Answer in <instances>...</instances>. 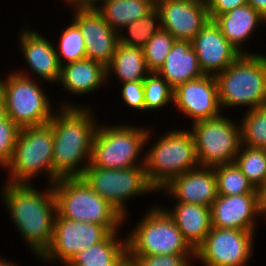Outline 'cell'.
Returning <instances> with one entry per match:
<instances>
[{"mask_svg": "<svg viewBox=\"0 0 266 266\" xmlns=\"http://www.w3.org/2000/svg\"><path fill=\"white\" fill-rule=\"evenodd\" d=\"M61 103L59 111L55 110L50 120L54 138L53 183L61 178L84 174L91 162L93 140L98 128L91 107L70 101L65 103L64 99Z\"/></svg>", "mask_w": 266, "mask_h": 266, "instance_id": "6da1fadb", "label": "cell"}, {"mask_svg": "<svg viewBox=\"0 0 266 266\" xmlns=\"http://www.w3.org/2000/svg\"><path fill=\"white\" fill-rule=\"evenodd\" d=\"M3 188V189H2ZM1 195L11 222L39 260L53 240L57 204L53 185L45 191L31 184H11L4 181Z\"/></svg>", "mask_w": 266, "mask_h": 266, "instance_id": "7a4b0ae2", "label": "cell"}, {"mask_svg": "<svg viewBox=\"0 0 266 266\" xmlns=\"http://www.w3.org/2000/svg\"><path fill=\"white\" fill-rule=\"evenodd\" d=\"M221 109L245 107L247 111L266 105V56L241 54L216 76Z\"/></svg>", "mask_w": 266, "mask_h": 266, "instance_id": "3957f363", "label": "cell"}, {"mask_svg": "<svg viewBox=\"0 0 266 266\" xmlns=\"http://www.w3.org/2000/svg\"><path fill=\"white\" fill-rule=\"evenodd\" d=\"M168 130L144 153L149 184L161 191L174 178L199 167L195 140L190 129Z\"/></svg>", "mask_w": 266, "mask_h": 266, "instance_id": "277c9868", "label": "cell"}, {"mask_svg": "<svg viewBox=\"0 0 266 266\" xmlns=\"http://www.w3.org/2000/svg\"><path fill=\"white\" fill-rule=\"evenodd\" d=\"M121 124V125H120ZM98 124L93 140L90 164L106 169H125L145 166L140 157L150 141L153 129L132 124ZM138 158V159H137Z\"/></svg>", "mask_w": 266, "mask_h": 266, "instance_id": "5b68a950", "label": "cell"}, {"mask_svg": "<svg viewBox=\"0 0 266 266\" xmlns=\"http://www.w3.org/2000/svg\"><path fill=\"white\" fill-rule=\"evenodd\" d=\"M57 213L78 222H91L119 232L125 218L99 196L82 177L61 178L53 184Z\"/></svg>", "mask_w": 266, "mask_h": 266, "instance_id": "8992f818", "label": "cell"}, {"mask_svg": "<svg viewBox=\"0 0 266 266\" xmlns=\"http://www.w3.org/2000/svg\"><path fill=\"white\" fill-rule=\"evenodd\" d=\"M53 131L51 122L20 128L11 160L4 167L6 181L11 184H31L44 172L53 184ZM7 168V169H6Z\"/></svg>", "mask_w": 266, "mask_h": 266, "instance_id": "52a82bcc", "label": "cell"}, {"mask_svg": "<svg viewBox=\"0 0 266 266\" xmlns=\"http://www.w3.org/2000/svg\"><path fill=\"white\" fill-rule=\"evenodd\" d=\"M29 74L15 70L0 78L5 115L19 128L47 124L55 113L47 93Z\"/></svg>", "mask_w": 266, "mask_h": 266, "instance_id": "ba28073f", "label": "cell"}, {"mask_svg": "<svg viewBox=\"0 0 266 266\" xmlns=\"http://www.w3.org/2000/svg\"><path fill=\"white\" fill-rule=\"evenodd\" d=\"M127 234L128 255L195 254L182 232L160 206H152Z\"/></svg>", "mask_w": 266, "mask_h": 266, "instance_id": "9c48e42d", "label": "cell"}, {"mask_svg": "<svg viewBox=\"0 0 266 266\" xmlns=\"http://www.w3.org/2000/svg\"><path fill=\"white\" fill-rule=\"evenodd\" d=\"M99 196L114 206L127 220V200L140 195L157 193L149 184L145 166L106 169L89 164L81 176ZM126 203V204H125Z\"/></svg>", "mask_w": 266, "mask_h": 266, "instance_id": "30bf717a", "label": "cell"}, {"mask_svg": "<svg viewBox=\"0 0 266 266\" xmlns=\"http://www.w3.org/2000/svg\"><path fill=\"white\" fill-rule=\"evenodd\" d=\"M198 163L215 167L235 161L241 146L240 123L221 115L214 119L198 120L190 128Z\"/></svg>", "mask_w": 266, "mask_h": 266, "instance_id": "8fae6325", "label": "cell"}, {"mask_svg": "<svg viewBox=\"0 0 266 266\" xmlns=\"http://www.w3.org/2000/svg\"><path fill=\"white\" fill-rule=\"evenodd\" d=\"M110 233L106 226L65 219L57 213L53 240L41 256V262H59L65 266L75 255L103 241Z\"/></svg>", "mask_w": 266, "mask_h": 266, "instance_id": "7c38bea8", "label": "cell"}, {"mask_svg": "<svg viewBox=\"0 0 266 266\" xmlns=\"http://www.w3.org/2000/svg\"><path fill=\"white\" fill-rule=\"evenodd\" d=\"M256 231L211 228L195 250L204 266H246L251 262Z\"/></svg>", "mask_w": 266, "mask_h": 266, "instance_id": "4fadbf2b", "label": "cell"}, {"mask_svg": "<svg viewBox=\"0 0 266 266\" xmlns=\"http://www.w3.org/2000/svg\"><path fill=\"white\" fill-rule=\"evenodd\" d=\"M183 115L198 120L214 119L223 113L218 93V84L213 75H203L200 78L179 84L173 89V102Z\"/></svg>", "mask_w": 266, "mask_h": 266, "instance_id": "5bb4252c", "label": "cell"}, {"mask_svg": "<svg viewBox=\"0 0 266 266\" xmlns=\"http://www.w3.org/2000/svg\"><path fill=\"white\" fill-rule=\"evenodd\" d=\"M72 21L79 27L84 38L86 57L107 67L119 43L118 32L113 30L96 9L70 4Z\"/></svg>", "mask_w": 266, "mask_h": 266, "instance_id": "9a60e30c", "label": "cell"}, {"mask_svg": "<svg viewBox=\"0 0 266 266\" xmlns=\"http://www.w3.org/2000/svg\"><path fill=\"white\" fill-rule=\"evenodd\" d=\"M162 29L176 40H192L210 21L206 0H156Z\"/></svg>", "mask_w": 266, "mask_h": 266, "instance_id": "2e32d148", "label": "cell"}, {"mask_svg": "<svg viewBox=\"0 0 266 266\" xmlns=\"http://www.w3.org/2000/svg\"><path fill=\"white\" fill-rule=\"evenodd\" d=\"M212 227L256 231L263 215L258 194L218 195L210 207Z\"/></svg>", "mask_w": 266, "mask_h": 266, "instance_id": "e0dca14e", "label": "cell"}, {"mask_svg": "<svg viewBox=\"0 0 266 266\" xmlns=\"http://www.w3.org/2000/svg\"><path fill=\"white\" fill-rule=\"evenodd\" d=\"M204 75L224 71L241 53L225 38L214 20L208 21L201 31L191 40Z\"/></svg>", "mask_w": 266, "mask_h": 266, "instance_id": "ac0fdd59", "label": "cell"}, {"mask_svg": "<svg viewBox=\"0 0 266 266\" xmlns=\"http://www.w3.org/2000/svg\"><path fill=\"white\" fill-rule=\"evenodd\" d=\"M176 202L211 207L216 200L217 179L213 167H197L174 178L161 192Z\"/></svg>", "mask_w": 266, "mask_h": 266, "instance_id": "d6986e66", "label": "cell"}, {"mask_svg": "<svg viewBox=\"0 0 266 266\" xmlns=\"http://www.w3.org/2000/svg\"><path fill=\"white\" fill-rule=\"evenodd\" d=\"M19 33V48L28 64L33 76L46 83L58 84L61 66L58 62L54 44L36 30L29 27L22 28ZM48 81V82H47Z\"/></svg>", "mask_w": 266, "mask_h": 266, "instance_id": "ffe728a7", "label": "cell"}, {"mask_svg": "<svg viewBox=\"0 0 266 266\" xmlns=\"http://www.w3.org/2000/svg\"><path fill=\"white\" fill-rule=\"evenodd\" d=\"M214 22L219 26L225 38L241 54H256V52H249V50L246 52L245 50L247 49H244L243 45H246L245 42L249 41L251 35H254L253 33L257 31L256 28L266 24V19L250 4L238 6L224 14L218 15Z\"/></svg>", "mask_w": 266, "mask_h": 266, "instance_id": "44dd1931", "label": "cell"}, {"mask_svg": "<svg viewBox=\"0 0 266 266\" xmlns=\"http://www.w3.org/2000/svg\"><path fill=\"white\" fill-rule=\"evenodd\" d=\"M106 67L90 59H84L67 63L61 66L58 84L64 87V90L75 95H89L107 81Z\"/></svg>", "mask_w": 266, "mask_h": 266, "instance_id": "7402d4cb", "label": "cell"}, {"mask_svg": "<svg viewBox=\"0 0 266 266\" xmlns=\"http://www.w3.org/2000/svg\"><path fill=\"white\" fill-rule=\"evenodd\" d=\"M162 208L172 218L184 240L195 251L211 231V209L205 205L176 202L172 209Z\"/></svg>", "mask_w": 266, "mask_h": 266, "instance_id": "603a6c76", "label": "cell"}, {"mask_svg": "<svg viewBox=\"0 0 266 266\" xmlns=\"http://www.w3.org/2000/svg\"><path fill=\"white\" fill-rule=\"evenodd\" d=\"M174 89L179 84L200 78L204 75L200 69L198 57L190 40H175L166 57L164 65L157 71Z\"/></svg>", "mask_w": 266, "mask_h": 266, "instance_id": "cb8c5ba5", "label": "cell"}, {"mask_svg": "<svg viewBox=\"0 0 266 266\" xmlns=\"http://www.w3.org/2000/svg\"><path fill=\"white\" fill-rule=\"evenodd\" d=\"M111 232L103 241L78 253L65 266H116L127 255V237Z\"/></svg>", "mask_w": 266, "mask_h": 266, "instance_id": "d4e9b609", "label": "cell"}, {"mask_svg": "<svg viewBox=\"0 0 266 266\" xmlns=\"http://www.w3.org/2000/svg\"><path fill=\"white\" fill-rule=\"evenodd\" d=\"M156 7V0H107L96 10L116 32L127 24L138 21Z\"/></svg>", "mask_w": 266, "mask_h": 266, "instance_id": "484cf974", "label": "cell"}, {"mask_svg": "<svg viewBox=\"0 0 266 266\" xmlns=\"http://www.w3.org/2000/svg\"><path fill=\"white\" fill-rule=\"evenodd\" d=\"M107 83L111 76H117L119 83L129 81H144L150 73L148 70L143 49L125 46L118 43L112 61L106 67ZM113 73V74H112Z\"/></svg>", "mask_w": 266, "mask_h": 266, "instance_id": "4316f807", "label": "cell"}, {"mask_svg": "<svg viewBox=\"0 0 266 266\" xmlns=\"http://www.w3.org/2000/svg\"><path fill=\"white\" fill-rule=\"evenodd\" d=\"M161 29V15L155 7L150 13L138 21L127 24L118 33L119 43L125 46L143 49L151 37Z\"/></svg>", "mask_w": 266, "mask_h": 266, "instance_id": "83f0119b", "label": "cell"}, {"mask_svg": "<svg viewBox=\"0 0 266 266\" xmlns=\"http://www.w3.org/2000/svg\"><path fill=\"white\" fill-rule=\"evenodd\" d=\"M234 162L256 190L266 181V149L241 145Z\"/></svg>", "mask_w": 266, "mask_h": 266, "instance_id": "f1b7e54d", "label": "cell"}, {"mask_svg": "<svg viewBox=\"0 0 266 266\" xmlns=\"http://www.w3.org/2000/svg\"><path fill=\"white\" fill-rule=\"evenodd\" d=\"M217 179V193L223 196L258 194L235 162L213 167Z\"/></svg>", "mask_w": 266, "mask_h": 266, "instance_id": "f546056e", "label": "cell"}, {"mask_svg": "<svg viewBox=\"0 0 266 266\" xmlns=\"http://www.w3.org/2000/svg\"><path fill=\"white\" fill-rule=\"evenodd\" d=\"M242 118L241 145L266 149V105L246 111Z\"/></svg>", "mask_w": 266, "mask_h": 266, "instance_id": "4dcf8cb0", "label": "cell"}, {"mask_svg": "<svg viewBox=\"0 0 266 266\" xmlns=\"http://www.w3.org/2000/svg\"><path fill=\"white\" fill-rule=\"evenodd\" d=\"M64 28L59 37V46L55 47L60 66L67 63L87 59L83 35L79 27L73 22Z\"/></svg>", "mask_w": 266, "mask_h": 266, "instance_id": "1f68e13d", "label": "cell"}, {"mask_svg": "<svg viewBox=\"0 0 266 266\" xmlns=\"http://www.w3.org/2000/svg\"><path fill=\"white\" fill-rule=\"evenodd\" d=\"M145 111L160 110L173 102V88L157 72H150L143 81Z\"/></svg>", "mask_w": 266, "mask_h": 266, "instance_id": "d6a6232c", "label": "cell"}, {"mask_svg": "<svg viewBox=\"0 0 266 266\" xmlns=\"http://www.w3.org/2000/svg\"><path fill=\"white\" fill-rule=\"evenodd\" d=\"M175 40L168 31L161 29L147 42L143 52L150 72H157L164 65Z\"/></svg>", "mask_w": 266, "mask_h": 266, "instance_id": "836d02e7", "label": "cell"}, {"mask_svg": "<svg viewBox=\"0 0 266 266\" xmlns=\"http://www.w3.org/2000/svg\"><path fill=\"white\" fill-rule=\"evenodd\" d=\"M20 128L6 115L0 119V167L11 160Z\"/></svg>", "mask_w": 266, "mask_h": 266, "instance_id": "e575fe53", "label": "cell"}, {"mask_svg": "<svg viewBox=\"0 0 266 266\" xmlns=\"http://www.w3.org/2000/svg\"><path fill=\"white\" fill-rule=\"evenodd\" d=\"M138 266H192L195 254L129 255Z\"/></svg>", "mask_w": 266, "mask_h": 266, "instance_id": "d590c367", "label": "cell"}, {"mask_svg": "<svg viewBox=\"0 0 266 266\" xmlns=\"http://www.w3.org/2000/svg\"><path fill=\"white\" fill-rule=\"evenodd\" d=\"M120 94L124 103L136 111L145 112L144 86L143 81H129L121 83Z\"/></svg>", "mask_w": 266, "mask_h": 266, "instance_id": "8d00e7d4", "label": "cell"}, {"mask_svg": "<svg viewBox=\"0 0 266 266\" xmlns=\"http://www.w3.org/2000/svg\"><path fill=\"white\" fill-rule=\"evenodd\" d=\"M210 20L238 6L247 4V0H206Z\"/></svg>", "mask_w": 266, "mask_h": 266, "instance_id": "74e56055", "label": "cell"}, {"mask_svg": "<svg viewBox=\"0 0 266 266\" xmlns=\"http://www.w3.org/2000/svg\"><path fill=\"white\" fill-rule=\"evenodd\" d=\"M247 4H250L263 18L266 19V0H247Z\"/></svg>", "mask_w": 266, "mask_h": 266, "instance_id": "f35d334b", "label": "cell"}, {"mask_svg": "<svg viewBox=\"0 0 266 266\" xmlns=\"http://www.w3.org/2000/svg\"><path fill=\"white\" fill-rule=\"evenodd\" d=\"M258 196H259V205L260 209L264 214L266 213V181L263 183V185L258 189Z\"/></svg>", "mask_w": 266, "mask_h": 266, "instance_id": "ab89813d", "label": "cell"}, {"mask_svg": "<svg viewBox=\"0 0 266 266\" xmlns=\"http://www.w3.org/2000/svg\"><path fill=\"white\" fill-rule=\"evenodd\" d=\"M107 0H78L76 5L87 8V9H96L99 4H102Z\"/></svg>", "mask_w": 266, "mask_h": 266, "instance_id": "60d3db41", "label": "cell"}, {"mask_svg": "<svg viewBox=\"0 0 266 266\" xmlns=\"http://www.w3.org/2000/svg\"><path fill=\"white\" fill-rule=\"evenodd\" d=\"M116 266H138L128 254Z\"/></svg>", "mask_w": 266, "mask_h": 266, "instance_id": "b9f144b4", "label": "cell"}, {"mask_svg": "<svg viewBox=\"0 0 266 266\" xmlns=\"http://www.w3.org/2000/svg\"><path fill=\"white\" fill-rule=\"evenodd\" d=\"M5 116L4 100L0 91V119Z\"/></svg>", "mask_w": 266, "mask_h": 266, "instance_id": "7bdbcfd3", "label": "cell"}, {"mask_svg": "<svg viewBox=\"0 0 266 266\" xmlns=\"http://www.w3.org/2000/svg\"><path fill=\"white\" fill-rule=\"evenodd\" d=\"M0 266H19V265L11 261L9 262V260L8 261L6 259L4 260V258H0Z\"/></svg>", "mask_w": 266, "mask_h": 266, "instance_id": "ee69618b", "label": "cell"}, {"mask_svg": "<svg viewBox=\"0 0 266 266\" xmlns=\"http://www.w3.org/2000/svg\"><path fill=\"white\" fill-rule=\"evenodd\" d=\"M65 1L67 4H76L78 0H63Z\"/></svg>", "mask_w": 266, "mask_h": 266, "instance_id": "f6af8a7d", "label": "cell"}]
</instances>
